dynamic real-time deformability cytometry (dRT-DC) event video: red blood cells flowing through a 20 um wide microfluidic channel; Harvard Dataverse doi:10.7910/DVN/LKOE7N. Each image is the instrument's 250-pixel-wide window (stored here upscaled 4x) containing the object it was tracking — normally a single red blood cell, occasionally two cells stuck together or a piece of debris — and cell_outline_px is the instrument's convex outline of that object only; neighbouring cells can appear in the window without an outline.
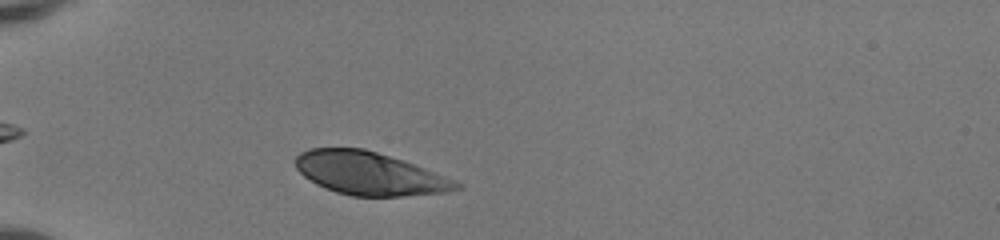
{"species": "human", "species_latin": "Homo sapiens", "temperature_condition": "room temperature", "stored_images_in_passage": 34, "camera_frame_rate_fps": 3000, "um_per_image_px": 0.085, "donor": {"sex": "female"}, "frame": {"image": 1, "passage_image": 4, "time_ms": 1.0, "image_size_px": [1000, 240], "cell_outline_px": [[464, 188], [448, 192], [404, 196], [352, 196], [336, 192], [316, 184], [304, 176], [296, 168], [296, 156], [300, 152], [308, 148], [364, 148], [404, 160], [456, 180], [464, 184]], "centroid_in_image_um": [31.45, 14.75], "position_along_channel_um": 53.5, "area_um2": 40.52}}
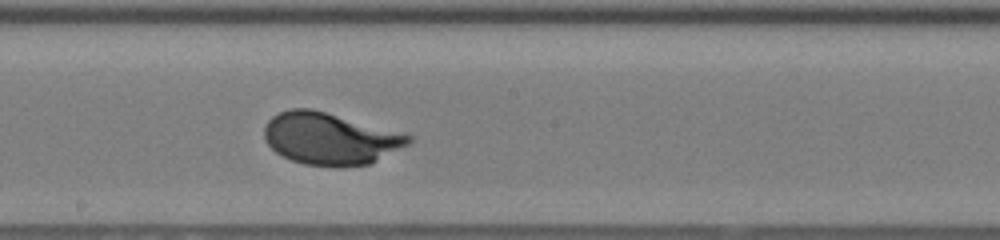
{"frame": {"image": 2, "passage_image": 18, "time_ms": 5.667, "image_size_px": [1000, 240], "cell_outline_px": [[412, 140], [408, 144], [368, 164], [344, 168], [336, 168], [304, 164], [292, 160], [276, 152], [264, 140], [264, 124], [272, 116], [280, 112], [292, 108], [312, 108], [412, 136]], "centroid_in_image_um": [27.99, 11.79], "position_along_channel_um": 220.2, "area_um2": 43.41}}
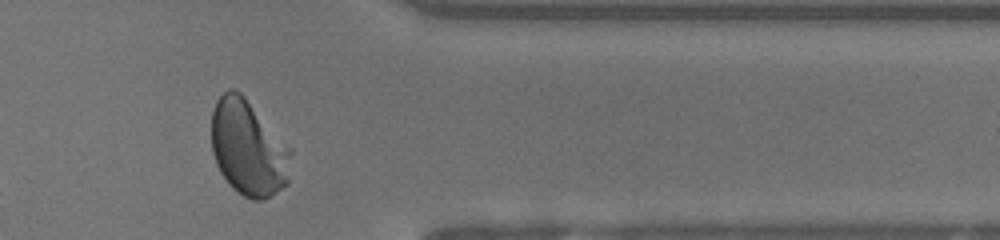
{"frame": {"image": 3, "passage_image": 31, "time_ms": 10.0, "image_size_px": [1000, 240], "cell_outline_px": [[288, 184], [264, 200], [252, 200], [244, 196], [232, 188], [228, 184], [220, 172], [216, 164], [212, 152], [212, 112], [216, 100], [228, 88], [232, 88], [240, 92], [244, 96], [288, 180]], "centroid_in_image_um": [20.73, 12.68], "position_along_channel_um": 390.7, "area_um2": 38.26}, "authors_computed_cell_mechanics": {"area_um2": 42.3963, "velocity_mm_per_s": 4.0858, "shape_relaxation_time_tau1_ms": 2.3678, "shape_relaxation_time_tau2_ms": null, "deformation_change_tau1": 0.1662, "deformation_change_tau2": null}}